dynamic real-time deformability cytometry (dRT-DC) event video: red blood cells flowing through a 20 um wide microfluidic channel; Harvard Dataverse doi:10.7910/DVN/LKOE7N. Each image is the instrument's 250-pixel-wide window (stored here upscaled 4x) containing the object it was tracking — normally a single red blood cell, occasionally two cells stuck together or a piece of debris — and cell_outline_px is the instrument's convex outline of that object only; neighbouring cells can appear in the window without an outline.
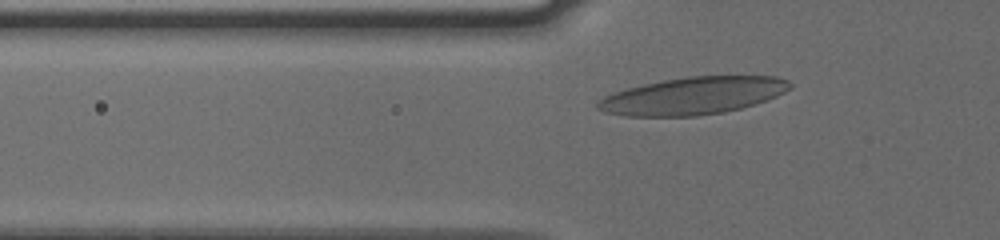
{"species": "human", "species_latin": "Homo sapiens", "temperature_condition": "cold", "stored_images_in_passage": 38, "camera_frame_rate_fps": 3000, "um_per_image_px": 0.085, "donor": {"sex": "male"}, "frame": {"image": 1, "passage_image": 9, "time_ms": 2.667, "image_size_px": [1000, 240], "cell_outline_px": [[792, 88], [768, 100], [740, 108], [724, 112], [696, 116], [624, 116], [604, 112], [596, 108], [596, 100], [612, 92], [644, 84], [664, 80], [688, 76], [776, 76], [788, 80], [792, 84]], "centroid_in_image_um": [58.89, 8.14], "position_along_channel_um": 66.9, "area_um2": 42.02}}
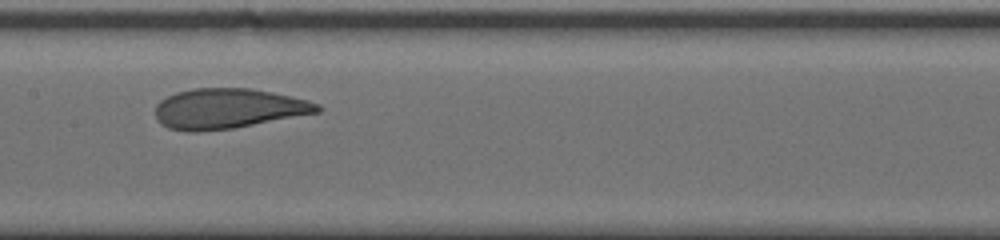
{"frame": {"image": 2, "passage_image": 19, "time_ms": 6.0, "image_size_px": [1000, 240], "cell_outline_px": [[324, 108], [320, 112], [232, 128], [192, 132], [168, 128], [160, 124], [156, 120], [156, 104], [160, 100], [176, 92], [192, 88], [252, 88], [292, 96], [308, 100], [320, 104]], "centroid_in_image_um": [19.39, 9.22], "position_along_channel_um": 188.0, "area_um2": 37.97}}
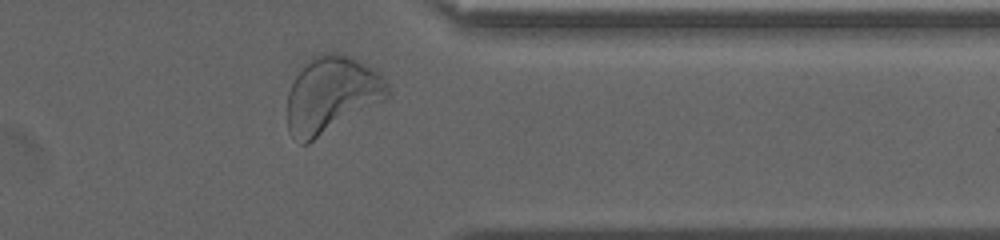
{"frame": {"image": 3, "passage_image": 35, "time_ms": 11.333, "image_size_px": [1000, 240], "cell_outline_px": [[388, 96], [384, 100], [308, 144], [300, 144], [288, 132], [288, 92], [296, 76], [312, 56], [324, 52], [336, 52], [348, 56], [380, 72], [388, 84]], "centroid_in_image_um": [28.17, 8.06], "position_along_channel_um": 383.2, "area_um2": 44.45}, "authors_computed_cell_mechanics": {"area_um2": 38.8416, "velocity_mm_per_s": 3.7505, "shape_relaxation_time_tau1_ms": 3.5023, "shape_relaxation_time_tau2_ms": 0.9402, "deformation_change_tau1": 0.1393, "deformation_change_tau2": 0.065}}